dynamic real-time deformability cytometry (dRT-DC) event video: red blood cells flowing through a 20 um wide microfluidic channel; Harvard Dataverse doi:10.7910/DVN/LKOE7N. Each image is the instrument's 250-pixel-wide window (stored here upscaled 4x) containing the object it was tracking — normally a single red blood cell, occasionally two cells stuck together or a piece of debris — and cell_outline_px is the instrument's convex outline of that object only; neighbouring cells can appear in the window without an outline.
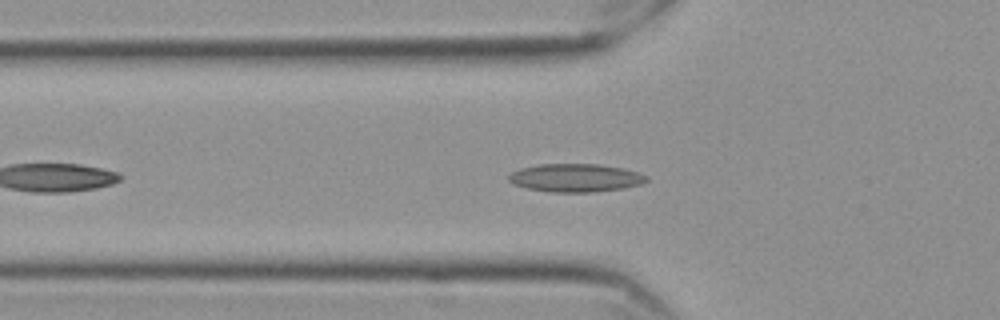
{"species": "Egyptian fruit bat (a non-hibernating species)", "species_latin": "Rousettus aegyptiacus", "temperature_condition": "cold", "stored_images_in_passage": 47, "camera_frame_rate_fps": 3000, "um_per_image_px": 0.085, "frame": {"image": 1, "passage_image": 8, "time_ms": 2.333, "image_size_px": [1000, 320], "cell_outline_px": [[648, 180], [640, 184], [624, 188], [592, 192], [552, 192], [528, 188], [512, 184], [508, 180], [508, 176], [512, 172], [520, 168], [540, 164], [600, 164], [624, 168], [648, 176]], "centroid_in_image_um": [48.91, 15.11], "position_along_channel_um": 76.9, "area_um2": 22.6}}
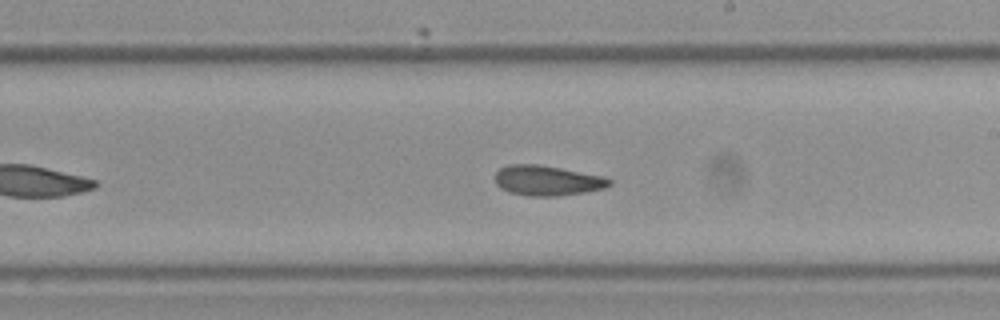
{"frame": {"image": 2, "passage_image": 22, "time_ms": 7.0, "image_size_px": [1000, 320], "cell_outline_px": [[612, 184], [604, 188], [584, 192], [560, 196], [528, 196], [508, 192], [500, 188], [496, 184], [496, 172], [500, 168], [508, 164], [540, 164], [604, 176], [612, 180]], "centroid_in_image_um": [46.51, 15.34], "position_along_channel_um": 242.5, "area_um2": 20.23}}
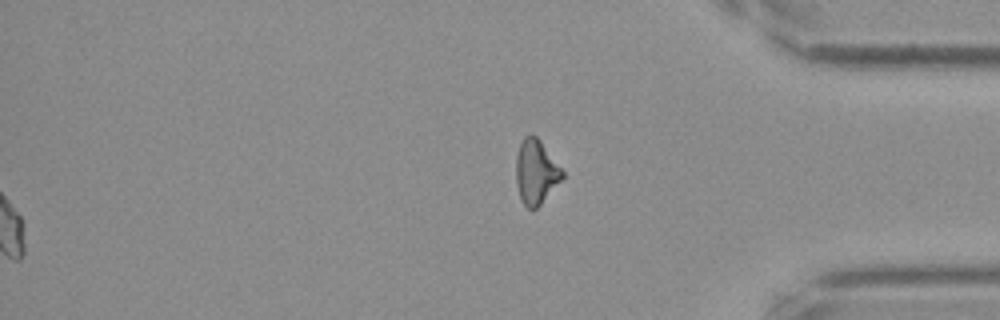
{"frame": {"image": 3, "passage_image": 47, "time_ms": 15.333, "image_size_px": [1000, 320], "cell_outline_px": [[564, 176], [540, 204], [532, 212], [520, 200], [516, 184], [516, 156], [520, 144], [524, 136], [532, 132], [540, 140], [564, 172]], "centroid_in_image_um": [45.52, 14.61], "position_along_channel_um": 389.7, "area_um2": 17.34}, "authors_computed_cell_mechanics": {"area_um2": 19.8254, "velocity_mm_per_s": 3.5306, "shape_relaxation_time_tau1_ms": null, "shape_relaxation_time_tau2_ms": 3.3901, "deformation_change_tau1": null, "deformation_change_tau2": 0.0978}}